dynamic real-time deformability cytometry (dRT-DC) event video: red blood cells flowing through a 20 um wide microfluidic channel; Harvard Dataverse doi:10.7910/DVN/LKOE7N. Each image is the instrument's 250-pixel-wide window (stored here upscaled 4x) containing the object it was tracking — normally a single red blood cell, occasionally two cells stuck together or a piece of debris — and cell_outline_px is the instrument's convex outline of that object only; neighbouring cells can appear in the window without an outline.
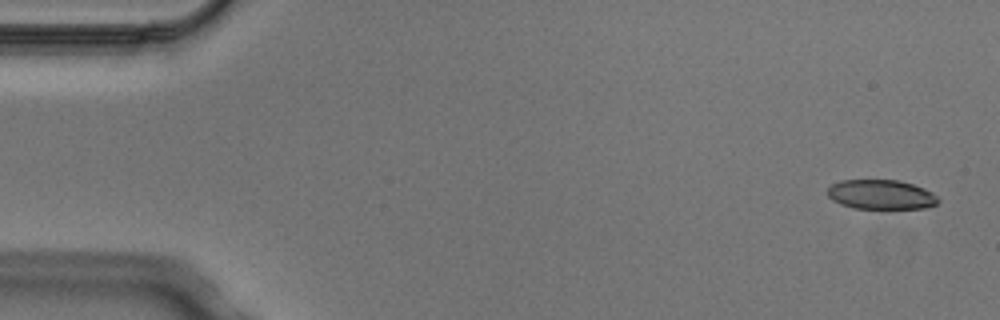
{"species": "Egyptian fruit bat (a non-hibernating species)", "species_latin": "Rousettus aegyptiacus", "temperature_condition": "cold", "stored_images_in_passage": 4, "camera_frame_rate_fps": 3000, "um_per_image_px": 0.085, "animal": {"sex": "male"}, "frame": {"image": 1, "passage_image": 1, "time_ms": 0.0, "image_size_px": [1000, 320], "cell_outline_px": [[940, 200], [936, 204], [924, 208], [884, 212], [852, 208], [840, 204], [832, 200], [828, 196], [828, 188], [832, 184], [840, 180], [900, 180], [924, 188], [932, 192]], "centroid_in_image_um": [74.9, 16.6], "position_along_channel_um": 10.1, "area_um2": 20.06}}
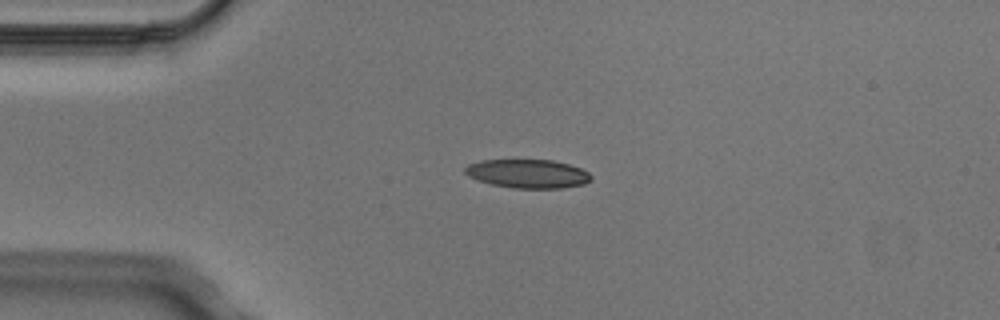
{"frame": {"image": 2, "passage_image": 3, "time_ms": 0.667, "image_size_px": [1000, 320], "cell_outline_px": [[592, 180], [584, 184], [560, 188], [512, 188], [492, 184], [476, 180], [468, 176], [464, 172], [464, 168], [468, 164], [480, 160], [552, 160], [568, 164], [580, 168], [588, 172], [592, 176]], "centroid_in_image_um": [44.84, 14.76], "position_along_channel_um": 40.2, "area_um2": 21.15}}